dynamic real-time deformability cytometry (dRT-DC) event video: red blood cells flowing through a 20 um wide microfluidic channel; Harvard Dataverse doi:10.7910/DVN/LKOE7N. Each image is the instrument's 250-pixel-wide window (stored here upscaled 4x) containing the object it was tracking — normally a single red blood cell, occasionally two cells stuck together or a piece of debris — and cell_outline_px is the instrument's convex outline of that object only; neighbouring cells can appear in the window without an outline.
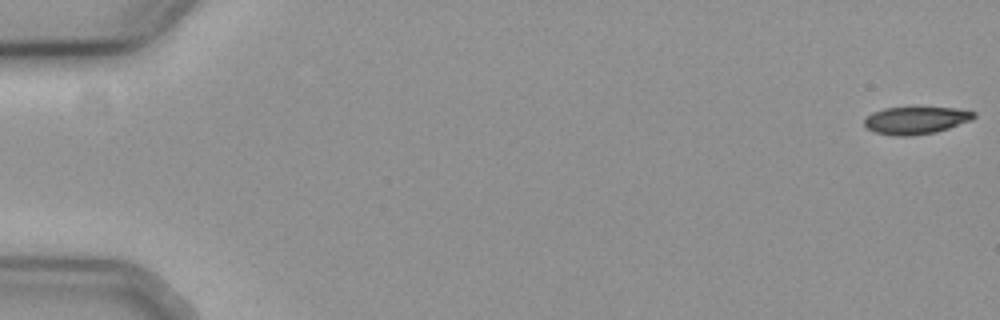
{"species": "common noctule bat (a hibernating species)", "species_latin": "Nyctalus noctula", "temperature_condition": "cold", "stored_images_in_passage": 57, "camera_frame_rate_fps": 3000, "um_per_image_px": 0.085, "animal": {"sex": "female", "body_mass_g": 19.3, "forearm_length_mm": 54.1}, "frame": {"image": 1, "passage_image": 1, "time_ms": 0.0, "image_size_px": [1000, 320], "cell_outline_px": [[976, 116], [972, 120], [936, 132], [912, 136], [892, 136], [872, 132], [864, 128], [864, 116], [872, 112], [884, 108], [956, 108], [976, 112]], "centroid_in_image_um": [77.78, 10.24], "position_along_channel_um": 7.2, "area_um2": 17.74}}
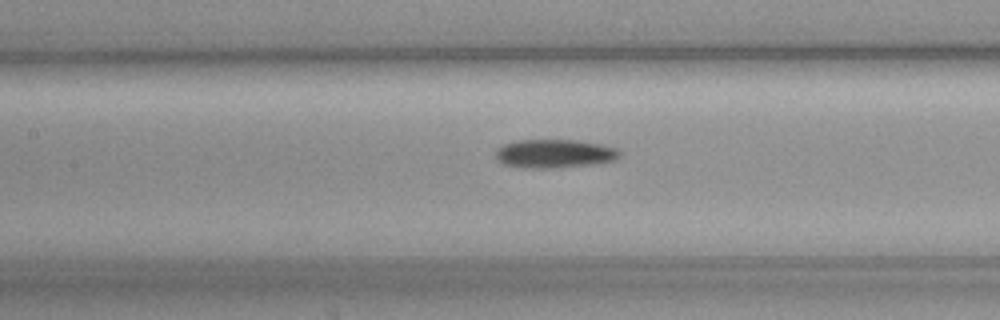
{"frame": {"image": 2, "passage_image": 27, "time_ms": 8.667, "image_size_px": [1000, 320], "cell_outline_px": [[620, 156], [616, 160], [600, 164], [556, 168], [520, 168], [504, 164], [496, 156], [496, 152], [504, 144], [516, 140], [576, 140], [600, 144], [616, 148], [620, 152]], "centroid_in_image_um": [47.18, 13.07], "position_along_channel_um": 160.2, "area_um2": 20.81}}
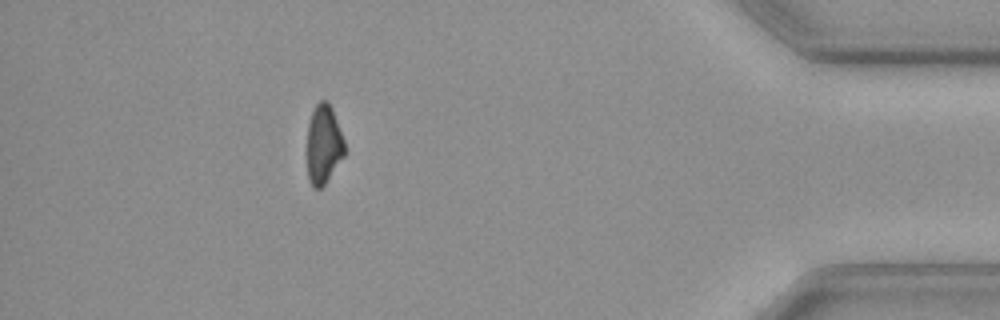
{"frame": {"image": 3, "passage_image": 51, "time_ms": 16.667, "image_size_px": [1000, 320], "cell_outline_px": [[344, 156], [324, 184], [320, 188], [316, 188], [308, 180], [308, 124], [312, 112], [316, 104], [320, 100], [328, 100], [332, 108], [344, 140]], "centroid_in_image_um": [27.51, 12.23], "position_along_channel_um": 407.7, "area_um2": 16.99}, "authors_computed_cell_mechanics": {"area_um2": 19.3052, "velocity_mm_per_s": 3.7426, "shape_relaxation_time_tau1_ms": 3.7079, "shape_relaxation_time_tau2_ms": null, "deformation_change_tau1": 0.1255, "deformation_change_tau2": null}}